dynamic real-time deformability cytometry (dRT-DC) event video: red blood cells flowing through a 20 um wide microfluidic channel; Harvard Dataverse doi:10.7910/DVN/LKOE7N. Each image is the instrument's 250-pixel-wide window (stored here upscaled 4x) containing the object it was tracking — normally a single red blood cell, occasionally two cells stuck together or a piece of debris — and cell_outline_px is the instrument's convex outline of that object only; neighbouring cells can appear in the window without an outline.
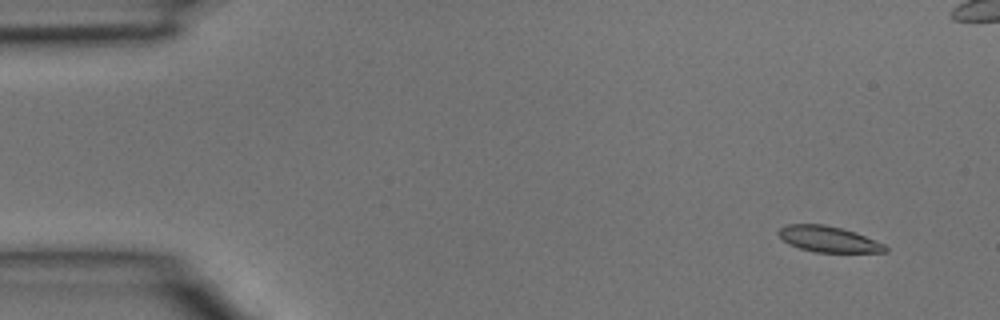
{"species": "common noctule bat (a hibernating species)", "species_latin": "Nyctalus noctula", "temperature_condition": "room temperature", "stored_images_in_passage": 5, "camera_frame_rate_fps": 3000, "um_per_image_px": 0.085, "animal": {"sex": "male", "body_mass_g": 15.6}, "frame": {"image": 1, "passage_image": 1, "time_ms": 0.0, "image_size_px": [1000, 320], "cell_outline_px": [[888, 252], [816, 252], [800, 248], [788, 244], [776, 232], [780, 228], [788, 224], [824, 224], [856, 232], [884, 244], [888, 248]], "centroid_in_image_um": [70.42, 20.32], "position_along_channel_um": 14.6, "area_um2": 16.01}}